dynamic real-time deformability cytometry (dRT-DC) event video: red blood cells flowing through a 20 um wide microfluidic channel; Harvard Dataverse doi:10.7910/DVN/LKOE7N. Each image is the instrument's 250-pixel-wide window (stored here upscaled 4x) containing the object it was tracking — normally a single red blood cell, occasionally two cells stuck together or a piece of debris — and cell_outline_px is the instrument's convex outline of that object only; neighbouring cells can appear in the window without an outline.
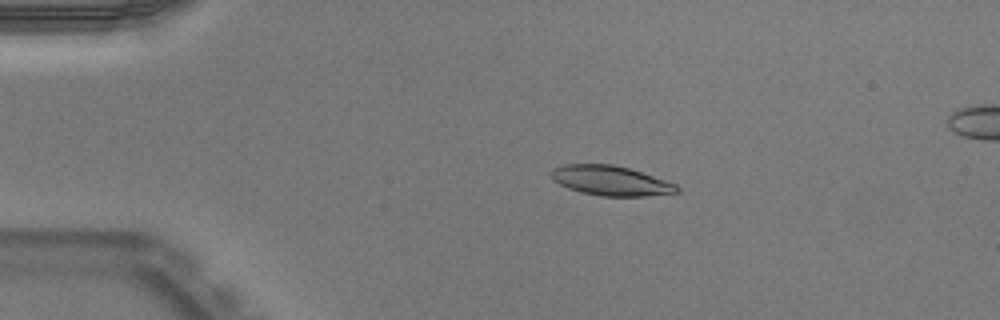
{"species": "Egyptian fruit bat (a non-hibernating species)", "species_latin": "Rousettus aegyptiacus", "temperature_condition": "warm", "stored_images_in_passage": 51, "camera_frame_rate_fps": 3000, "um_per_image_px": 0.085, "animal": {"sex": "male"}, "frame": {"image": 1, "passage_image": 10, "time_ms": 3.0, "image_size_px": [1000, 320], "cell_outline_px": [[680, 192], [644, 196], [600, 196], [580, 192], [568, 188], [552, 180], [552, 168], [564, 164], [612, 164], [628, 168], [676, 184], [680, 188]], "centroid_in_image_um": [51.89, 15.36], "position_along_channel_um": 33.1, "area_um2": 21.68}}
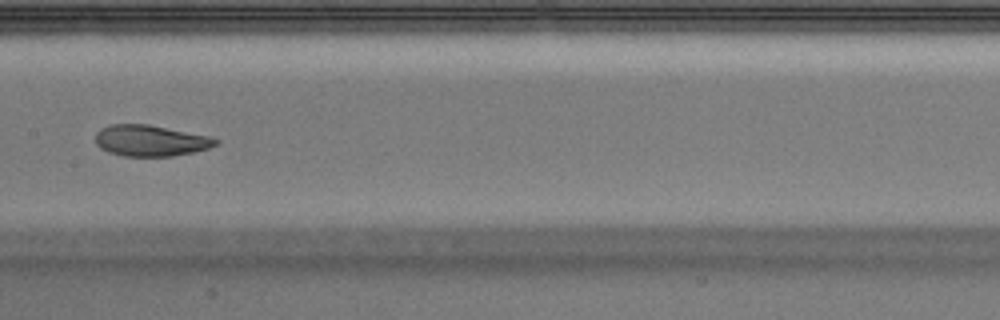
{"frame": {"image": 2, "passage_image": 26, "time_ms": 8.333, "image_size_px": [1000, 320], "cell_outline_px": [[220, 140], [216, 144], [208, 148], [192, 152], [172, 156], [124, 156], [108, 152], [100, 148], [96, 144], [96, 132], [100, 128], [112, 124], [148, 124], [208, 136]], "centroid_in_image_um": [12.75, 11.95], "position_along_channel_um": 194.6, "area_um2": 21.68}}
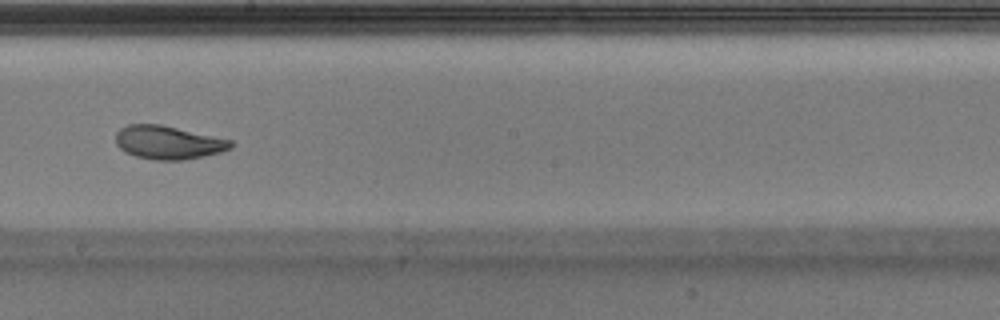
{"frame": {"image": 3, "passage_image": 29, "time_ms": 9.333, "image_size_px": [1000, 320], "cell_outline_px": [[232, 148], [220, 152], [204, 156], [184, 160], [152, 160], [136, 156], [124, 152], [116, 144], [116, 132], [120, 128], [128, 124], [160, 124], [232, 140]], "centroid_in_image_um": [14.27, 12.11], "position_along_channel_um": 233.9, "area_um2": 22.43}, "authors_computed_cell_mechanics": {"area_um2": 22.4264, "velocity_mm_per_s": 3.9425, "shape_relaxation_time_tau1_ms": 6.9855, "shape_relaxation_time_tau2_ms": 1.376, "deformation_change_tau1": 0.2283, "deformation_change_tau2": 0.0686}}